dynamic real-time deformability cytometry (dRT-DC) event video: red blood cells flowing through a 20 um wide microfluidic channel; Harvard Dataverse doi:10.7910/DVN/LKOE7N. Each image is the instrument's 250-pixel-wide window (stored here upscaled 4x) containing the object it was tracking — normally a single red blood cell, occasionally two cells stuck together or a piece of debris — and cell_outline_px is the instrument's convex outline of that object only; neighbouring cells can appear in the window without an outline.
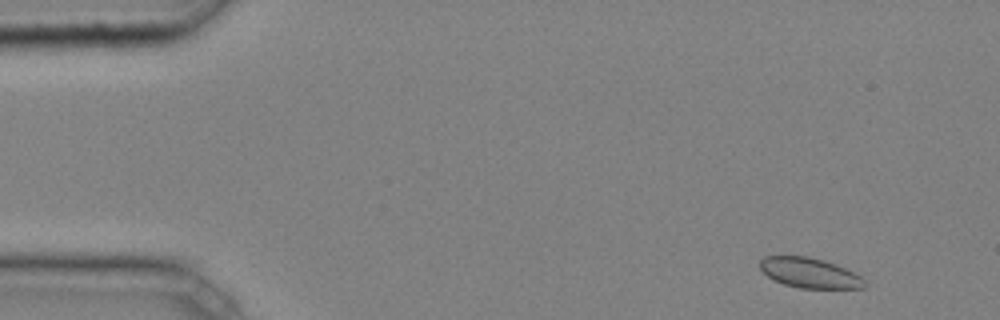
{"species": "common noctule bat (a hibernating species)", "species_latin": "Nyctalus noctula", "temperature_condition": "cold", "stored_images_in_passage": 3, "camera_frame_rate_fps": 3000, "um_per_image_px": 0.085, "animal": {"sex": "male", "body_mass_g": 20.4}, "frame": {"image": 1, "passage_image": 1, "time_ms": 0.0, "image_size_px": [1000, 320], "cell_outline_px": [[868, 284], [864, 288], [800, 288], [784, 284], [768, 276], [760, 268], [760, 260], [764, 256], [808, 256], [824, 260], [836, 264], [860, 276]], "centroid_in_image_um": [68.83, 23.19], "position_along_channel_um": 16.2, "area_um2": 18.21}}